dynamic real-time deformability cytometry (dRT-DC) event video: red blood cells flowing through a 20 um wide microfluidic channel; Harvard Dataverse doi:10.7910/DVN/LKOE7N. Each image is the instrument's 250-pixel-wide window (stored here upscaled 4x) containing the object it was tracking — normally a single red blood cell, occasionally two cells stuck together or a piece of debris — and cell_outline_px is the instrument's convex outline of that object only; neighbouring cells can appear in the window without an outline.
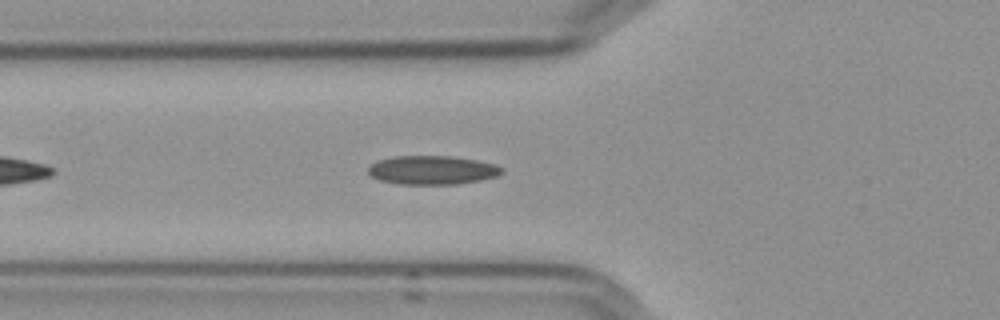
{"species": "Egyptian fruit bat (a non-hibernating species)", "species_latin": "Rousettus aegyptiacus", "temperature_condition": "cold", "stored_images_in_passage": 43, "camera_frame_rate_fps": 3000, "um_per_image_px": 0.085, "frame": {"image": 1, "passage_image": 7, "time_ms": 2.0, "image_size_px": [1000, 320], "cell_outline_px": [[504, 172], [496, 176], [480, 180], [456, 184], [396, 184], [380, 180], [372, 176], [368, 172], [368, 168], [372, 164], [380, 160], [392, 156], [452, 156], [476, 160], [496, 164], [504, 168]], "centroid_in_image_um": [36.76, 14.45], "position_along_channel_um": 89.0, "area_um2": 22.43}}
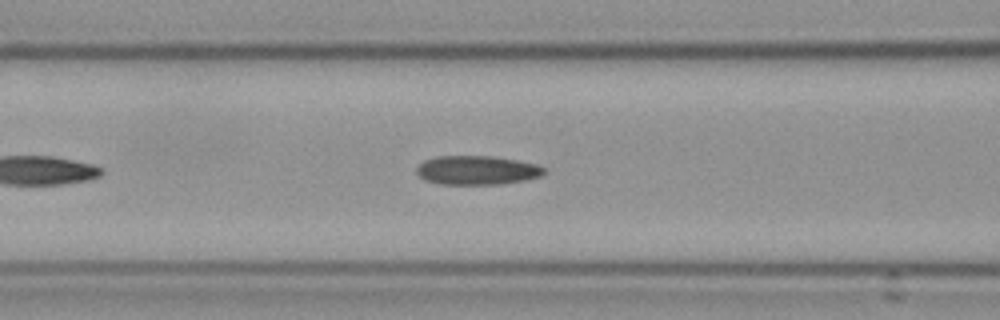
{"frame": {"image": 2, "passage_image": 10, "time_ms": 3.0, "image_size_px": [1000, 320], "cell_outline_px": [[544, 172], [540, 176], [524, 180], [500, 184], [436, 184], [424, 180], [416, 172], [416, 168], [424, 160], [436, 156], [492, 156], [516, 160], [536, 164], [544, 168]], "centroid_in_image_um": [40.49, 14.47], "position_along_channel_um": 126.1, "area_um2": 21.5}}
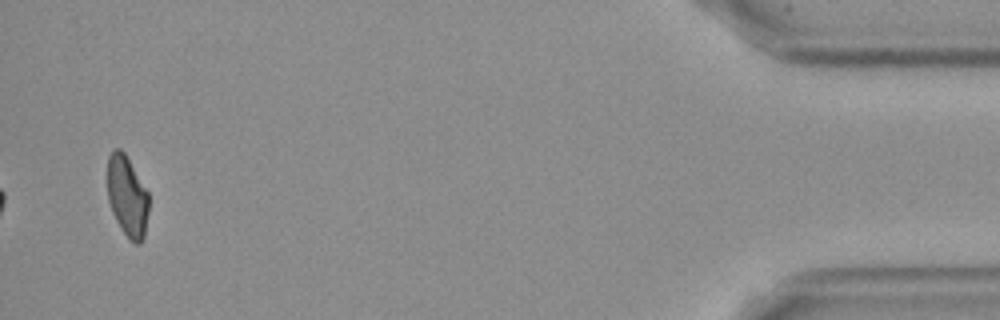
{"frame": {"image": 3, "passage_image": 41, "time_ms": 13.333, "image_size_px": [1000, 320], "cell_outline_px": [[148, 212], [144, 236], [140, 244], [136, 244], [124, 232], [116, 220], [112, 212], [108, 200], [108, 156], [116, 148], [120, 148], [124, 152], [148, 192]], "centroid_in_image_um": [10.81, 16.67], "position_along_channel_um": 424.4, "area_um2": 19.13}, "authors_computed_cell_mechanics": {"area_um2": 21.2704, "velocity_mm_per_s": 3.6285, "shape_relaxation_time_tau1_ms": null, "shape_relaxation_time_tau2_ms": 4.6108, "deformation_change_tau1": null, "deformation_change_tau2": 0.1043}}